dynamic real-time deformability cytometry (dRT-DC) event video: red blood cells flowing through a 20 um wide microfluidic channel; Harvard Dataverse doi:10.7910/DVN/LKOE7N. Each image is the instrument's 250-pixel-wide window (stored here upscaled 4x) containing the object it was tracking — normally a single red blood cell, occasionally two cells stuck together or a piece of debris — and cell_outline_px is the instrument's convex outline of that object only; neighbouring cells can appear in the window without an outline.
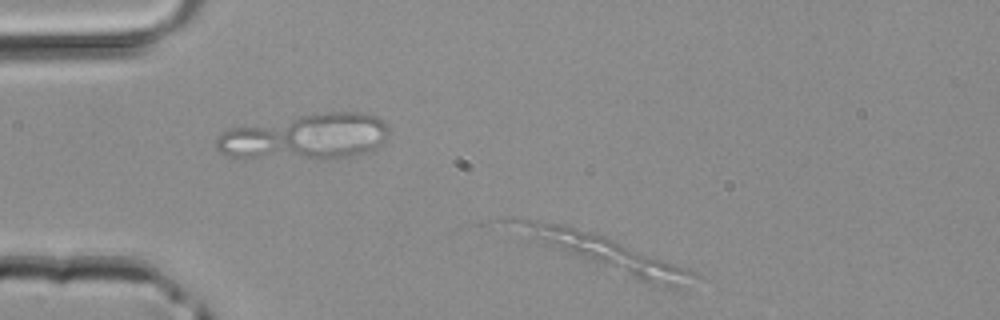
{"species": "common noctule bat (a hibernating species)", "species_latin": "Nyctalus noctula", "temperature_condition": "room temperature", "stored_images_in_passage": 6, "camera_frame_rate_fps": 3000, "um_per_image_px": 0.085, "animal": {"sex": "male", "body_mass_g": 20.4}, "frame": {"image": 1, "passage_image": 1, "time_ms": 0.0, "image_size_px": [1000, 320], "cell_outline_px": [[700, 276], [688, 288], [664, 288], [640, 280], [576, 256], [532, 236], [500, 220], [512, 216], [516, 216], [560, 224], [592, 232], [604, 236], [688, 268]], "centroid_in_image_um": [51.67, 21.51], "position_along_channel_um": 33.3, "area_um2": 33.87}}